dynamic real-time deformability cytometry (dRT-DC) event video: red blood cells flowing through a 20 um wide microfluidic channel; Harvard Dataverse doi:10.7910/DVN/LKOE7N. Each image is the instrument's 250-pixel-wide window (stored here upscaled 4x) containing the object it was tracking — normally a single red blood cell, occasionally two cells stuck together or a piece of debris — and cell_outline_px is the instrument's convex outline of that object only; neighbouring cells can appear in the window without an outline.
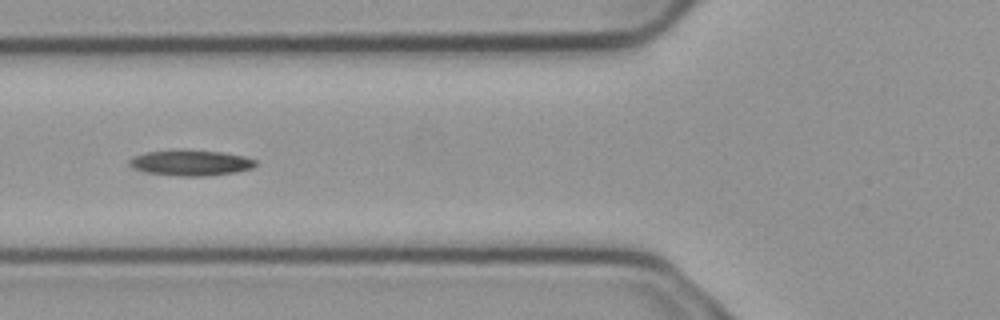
{"species": "common noctule bat (a hibernating species)", "species_latin": "Nyctalus noctula", "temperature_condition": "cold", "stored_images_in_passage": 5, "camera_frame_rate_fps": 3000, "um_per_image_px": 0.085, "animal": {"sex": "male", "body_mass_g": 23.1, "forearm_length_mm": 52.7}, "frame": {"image": 1, "passage_image": 4, "time_ms": 1.0, "image_size_px": [1000, 320], "cell_outline_px": [[256, 164], [252, 168], [236, 172], [204, 176], [180, 176], [144, 172], [132, 168], [128, 164], [128, 160], [132, 156], [148, 152], [176, 148], [184, 148], [224, 152], [244, 156], [256, 160]], "centroid_in_image_um": [16.17, 13.81], "position_along_channel_um": 109.6, "area_um2": 19.42}}